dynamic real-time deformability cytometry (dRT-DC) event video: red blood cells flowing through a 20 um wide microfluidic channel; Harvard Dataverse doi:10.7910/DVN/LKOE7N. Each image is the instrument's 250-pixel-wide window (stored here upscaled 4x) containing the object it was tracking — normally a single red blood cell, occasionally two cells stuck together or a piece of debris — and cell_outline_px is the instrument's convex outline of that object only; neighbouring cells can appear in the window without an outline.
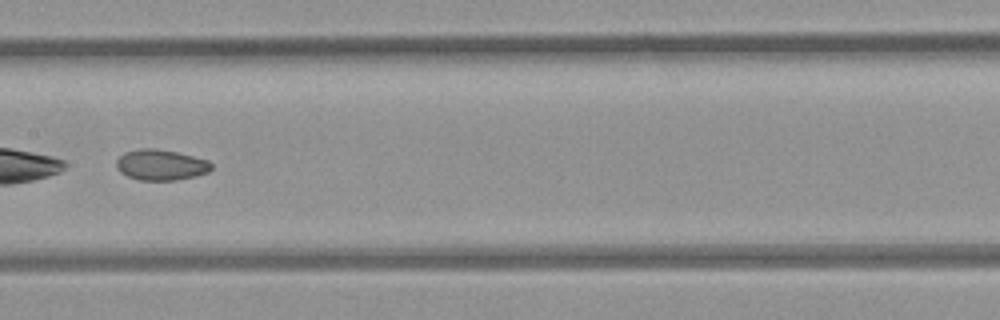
{"species": "common noctule bat (a hibernating species)", "species_latin": "Nyctalus noctula", "temperature_condition": "room temperature", "stored_images_in_passage": 32, "camera_frame_rate_fps": 3000, "um_per_image_px": 0.085, "animal": {"sex": "female", "body_mass_g": 21.9}, "frame": {"image": 1, "passage_image": 14, "time_ms": 4.333, "image_size_px": [1000, 320], "cell_outline_px": [[212, 168], [208, 172], [196, 176], [176, 180], [140, 180], [128, 176], [120, 172], [116, 168], [116, 160], [124, 152], [140, 148], [156, 148], [176, 152], [208, 160], [212, 164]], "centroid_in_image_um": [13.66, 14.01], "position_along_channel_um": 193.7, "area_um2": 17.05}, "authors_computed_cell_mechanics": {"area_um2": 17.5134, "velocity_mm_per_s": 3.882, "shape_relaxation_time_tau1_ms": null, "shape_relaxation_time_tau2_ms": 2.7478, "deformation_change_tau1": null, "deformation_change_tau2": 0.0674}}